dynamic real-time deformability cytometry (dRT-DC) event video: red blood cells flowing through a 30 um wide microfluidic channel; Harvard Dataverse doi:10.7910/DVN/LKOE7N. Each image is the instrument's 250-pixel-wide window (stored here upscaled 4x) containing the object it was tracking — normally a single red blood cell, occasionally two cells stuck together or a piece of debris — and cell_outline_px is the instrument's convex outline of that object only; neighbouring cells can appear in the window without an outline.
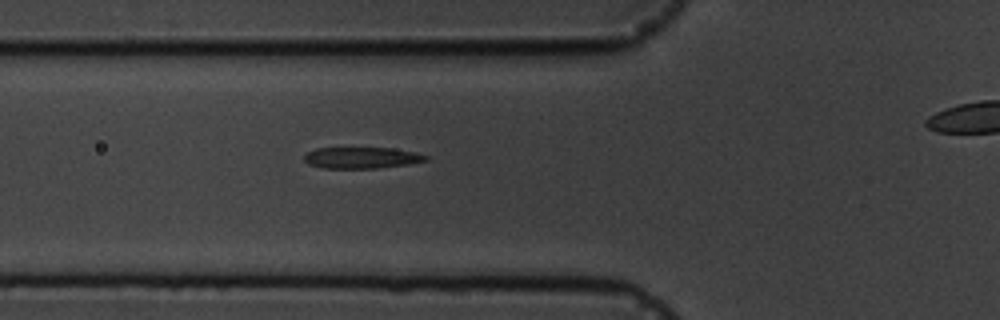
{"species": "common noctule bat (a hibernating species)", "species_latin": "Nyctalus noctula", "temperature_condition": "cold", "stored_images_in_passage": 7, "segment_of_instrument_passage": [1, 2], "camera_frame_rate_fps": 3000, "um_per_image_px": 0.085, "animal": {"sex": "male", "body_mass_g": 19.5, "forearm_length_mm": 54.6}, "frame": {"image": 1, "passage_image": 6, "time_ms": 5.667, "image_size_px": [1000, 320], "cell_outline_px": [[428, 160], [408, 164], [376, 168], [320, 168], [308, 164], [304, 160], [304, 156], [308, 152], [316, 148], [392, 148], [416, 152], [428, 156]], "centroid_in_image_um": [30.73, 13.41], "position_along_channel_um": 95.1, "area_um2": 15.09}}